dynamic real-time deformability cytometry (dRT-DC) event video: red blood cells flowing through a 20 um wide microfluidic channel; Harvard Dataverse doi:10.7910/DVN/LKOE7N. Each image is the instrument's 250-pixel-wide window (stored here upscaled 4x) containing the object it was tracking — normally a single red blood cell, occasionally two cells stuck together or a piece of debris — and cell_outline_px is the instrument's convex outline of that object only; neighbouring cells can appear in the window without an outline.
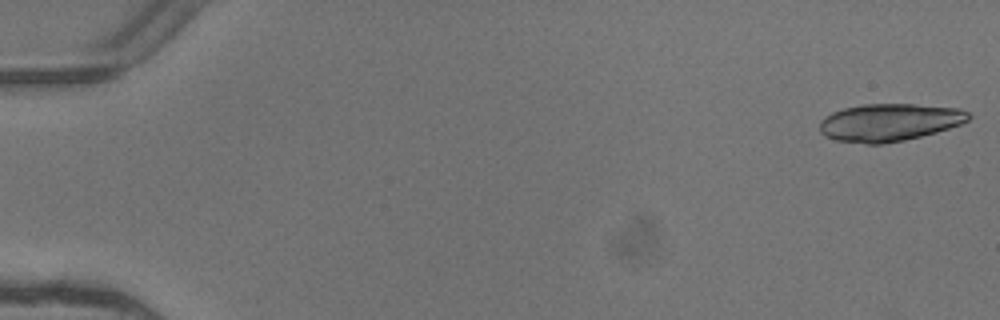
{"species": "common noctule bat (a hibernating species)", "species_latin": "Nyctalus noctula", "temperature_condition": "warm", "stored_images_in_passage": 4, "camera_frame_rate_fps": 3000, "um_per_image_px": 0.085, "animal": {"sex": "female"}, "frame": {"image": 1, "passage_image": 1, "time_ms": 0.0, "image_size_px": [1000, 320], "cell_outline_px": [[972, 116], [968, 120], [960, 124], [936, 132], [904, 140], [884, 144], [864, 144], [836, 140], [824, 136], [820, 132], [820, 120], [824, 116], [832, 112], [844, 108], [864, 104], [916, 104], [960, 108], [968, 112]], "centroid_in_image_um": [75.57, 10.4], "position_along_channel_um": 9.4, "area_um2": 32.71}}